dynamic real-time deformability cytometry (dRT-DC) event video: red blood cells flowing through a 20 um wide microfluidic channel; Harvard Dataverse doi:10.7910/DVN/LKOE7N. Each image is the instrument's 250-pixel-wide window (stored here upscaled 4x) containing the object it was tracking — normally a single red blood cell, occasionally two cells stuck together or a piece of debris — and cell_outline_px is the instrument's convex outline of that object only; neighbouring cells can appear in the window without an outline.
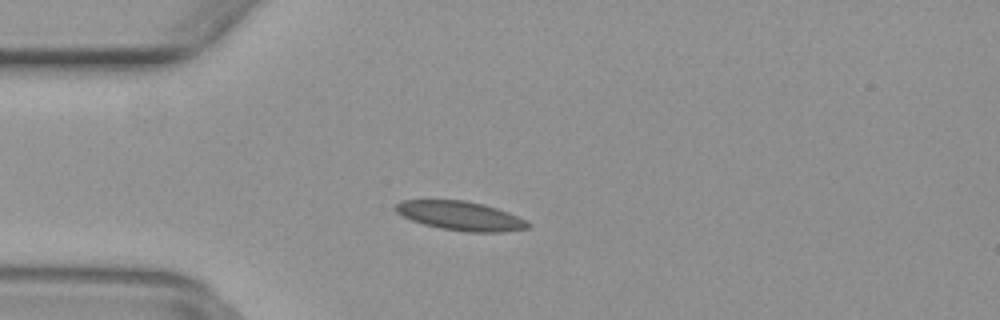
{"species": "common noctule bat (a hibernating species)", "species_latin": "Nyctalus noctula", "temperature_condition": "warm", "stored_images_in_passage": 41, "camera_frame_rate_fps": 3000, "um_per_image_px": 0.085, "animal": {"sex": "female", "body_mass_g": 29.2, "forearm_length_mm": 56.3}, "frame": {"image": 1, "passage_image": 4, "time_ms": 1.0, "image_size_px": [1000, 320], "cell_outline_px": [[532, 224], [528, 228], [504, 232], [464, 232], [440, 228], [424, 224], [412, 220], [396, 212], [392, 208], [400, 200], [464, 200], [484, 204], [508, 212]], "centroid_in_image_um": [39.12, 18.34], "position_along_channel_um": 45.9, "area_um2": 22.43}}
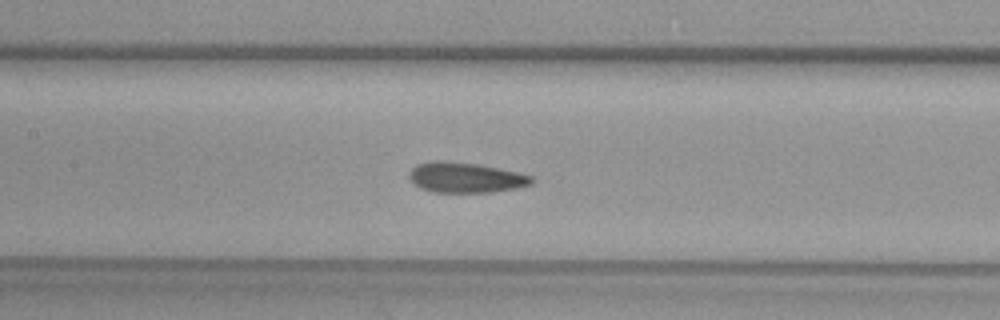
{"frame": {"image": 2, "passage_image": 14, "time_ms": 4.333, "image_size_px": [1000, 320], "cell_outline_px": [[536, 180], [532, 184], [516, 188], [492, 192], [436, 192], [420, 188], [408, 176], [408, 172], [416, 164], [432, 160], [444, 160], [480, 164], [516, 172], [532, 176]], "centroid_in_image_um": [39.57, 15.07], "position_along_channel_um": 167.8, "area_um2": 21.73}}
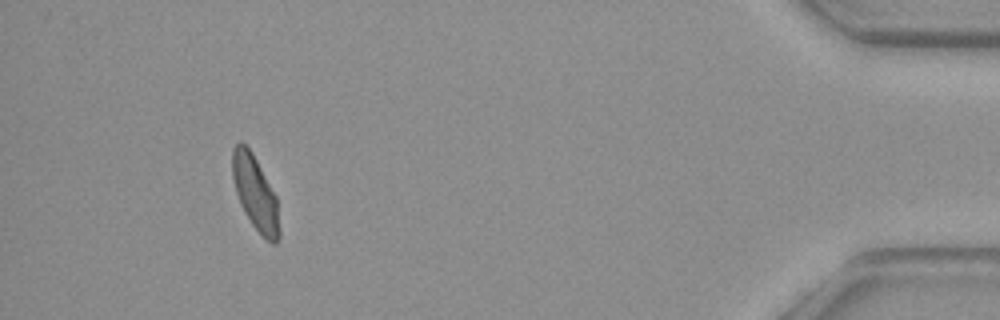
{"frame": {"image": 3, "passage_image": 37, "time_ms": 12.0, "image_size_px": [1000, 320], "cell_outline_px": [[280, 240], [276, 244], [272, 244], [252, 224], [244, 212], [240, 204], [236, 192], [232, 176], [232, 148], [240, 140], [252, 152], [276, 196], [280, 232]], "centroid_in_image_um": [21.69, 16.41], "position_along_channel_um": 413.5, "area_um2": 20.17}}